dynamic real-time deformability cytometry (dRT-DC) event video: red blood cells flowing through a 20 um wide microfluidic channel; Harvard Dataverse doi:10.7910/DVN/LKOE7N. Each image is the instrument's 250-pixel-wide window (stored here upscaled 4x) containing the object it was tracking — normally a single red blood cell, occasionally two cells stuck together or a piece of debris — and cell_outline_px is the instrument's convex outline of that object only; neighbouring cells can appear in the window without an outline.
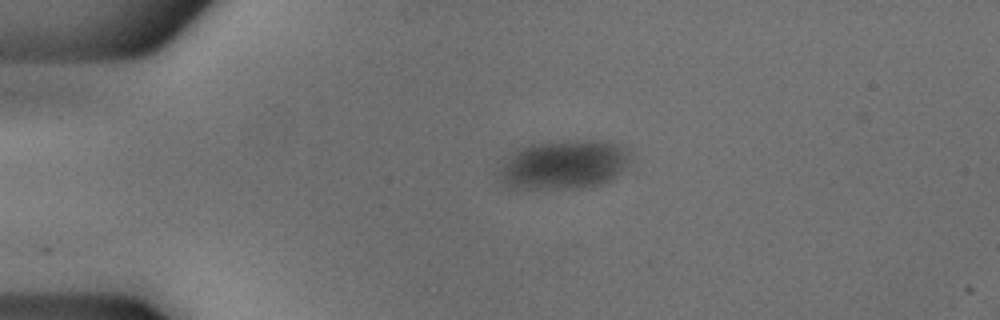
{"species": "common noctule bat (a hibernating species)", "species_latin": "Nyctalus noctula", "temperature_condition": "cold", "stored_images_in_passage": 2, "camera_frame_rate_fps": 3000, "um_per_image_px": 0.085, "animal": {"sex": "male", "body_mass_g": 18.8}, "frame": {"image": 1, "passage_image": 1, "time_ms": 0.0, "image_size_px": [1000, 320], "cell_outline_px": [[628, 164], [612, 180], [592, 188], [524, 192], [508, 188], [504, 184], [500, 176], [500, 168], [520, 148], [532, 144], [584, 140], [596, 140], [612, 144], [624, 148], [628, 152]], "centroid_in_image_um": [47.9, 14.1], "position_along_channel_um": 37.1, "area_um2": 37.97}}